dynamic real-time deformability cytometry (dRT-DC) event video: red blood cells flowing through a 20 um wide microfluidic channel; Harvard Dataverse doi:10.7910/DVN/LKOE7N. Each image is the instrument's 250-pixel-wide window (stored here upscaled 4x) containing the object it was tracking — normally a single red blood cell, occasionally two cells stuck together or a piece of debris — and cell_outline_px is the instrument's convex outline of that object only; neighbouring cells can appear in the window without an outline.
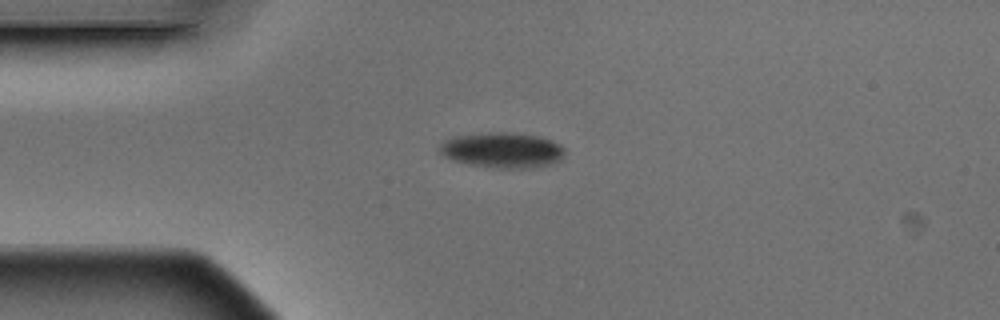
{"species": "Egyptian fruit bat (a non-hibernating species)", "species_latin": "Rousettus aegyptiacus", "temperature_condition": "warm", "stored_images_in_passage": 4, "camera_frame_rate_fps": 3000, "um_per_image_px": 0.085, "animal": {"sex": "male"}, "frame": {"image": 1, "passage_image": 1, "time_ms": 0.0, "image_size_px": [1000, 320], "cell_outline_px": [[564, 152], [560, 160], [552, 164], [536, 168], [500, 168], [472, 164], [452, 160], [444, 156], [440, 152], [440, 144], [444, 140], [460, 136], [488, 132], [512, 132], [540, 136], [552, 140], [560, 144], [564, 148]], "centroid_in_image_um": [42.75, 12.76], "position_along_channel_um": 42.2, "area_um2": 25.78}}
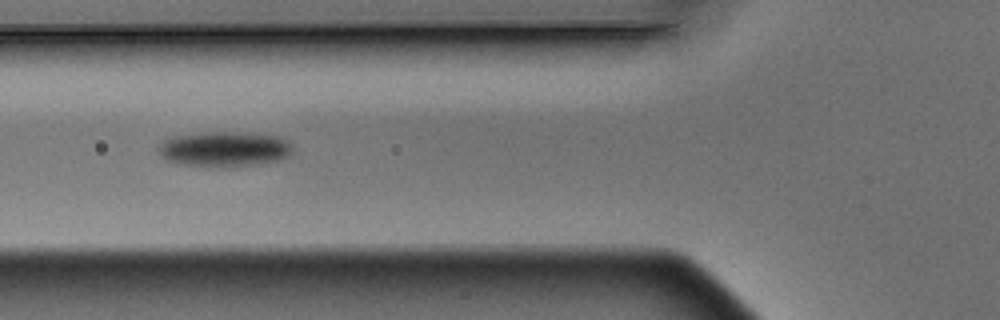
{"frame": {"image": 2, "passage_image": 3, "time_ms": 0.667, "image_size_px": [1000, 320], "cell_outline_px": [[292, 156], [268, 164], [232, 168], [208, 168], [176, 164], [168, 160], [160, 152], [160, 148], [164, 140], [172, 136], [204, 132], [232, 132], [276, 136], [288, 140], [292, 144]], "centroid_in_image_um": [19.15, 12.72], "position_along_channel_um": 106.7, "area_um2": 28.32}}
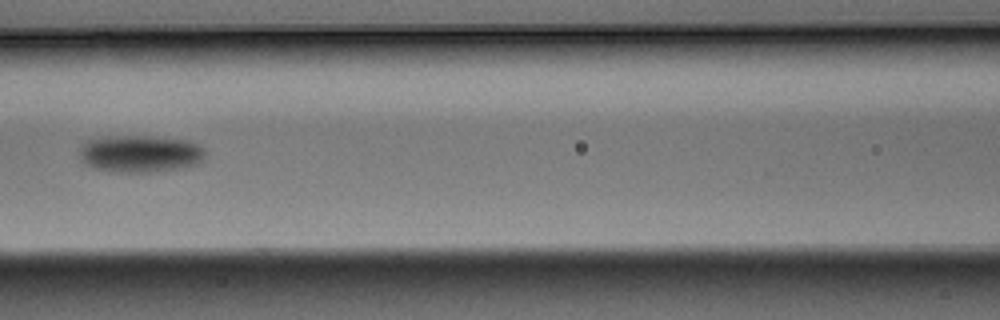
{"frame": {"image": 3, "passage_image": 4, "time_ms": 1.0, "image_size_px": [1000, 320], "cell_outline_px": [[204, 156], [196, 164], [176, 168], [148, 172], [108, 172], [84, 164], [80, 156], [80, 148], [88, 140], [108, 136], [152, 136], [188, 140], [204, 148]], "centroid_in_image_um": [11.87, 13.06], "position_along_channel_um": 154.7, "area_um2": 27.05}}